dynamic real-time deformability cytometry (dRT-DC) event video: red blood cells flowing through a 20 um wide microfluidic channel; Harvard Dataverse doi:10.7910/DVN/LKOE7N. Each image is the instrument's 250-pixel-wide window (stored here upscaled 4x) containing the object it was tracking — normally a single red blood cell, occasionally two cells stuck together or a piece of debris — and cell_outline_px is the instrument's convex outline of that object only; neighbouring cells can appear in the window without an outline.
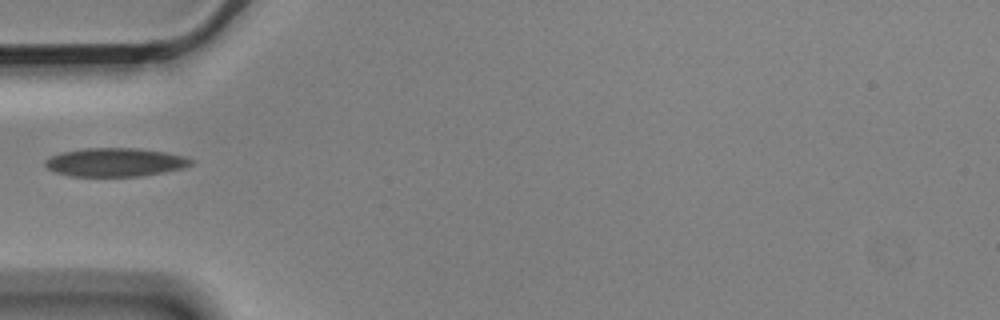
{"species": "Egyptian fruit bat (a non-hibernating species)", "species_latin": "Rousettus aegyptiacus", "temperature_condition": "cold", "stored_images_in_passage": 7, "camera_frame_rate_fps": 3000, "um_per_image_px": 0.085, "animal": {"sex": "male"}, "frame": {"image": 1, "passage_image": 1, "time_ms": 0.0, "image_size_px": [1000, 320], "cell_outline_px": [[192, 164], [184, 168], [164, 172], [140, 176], [72, 176], [56, 172], [48, 168], [44, 164], [44, 160], [48, 156], [60, 152], [84, 148], [136, 148], [164, 152], [184, 156], [192, 160]], "centroid_in_image_um": [9.75, 13.78], "position_along_channel_um": 75.2, "area_um2": 24.28}}
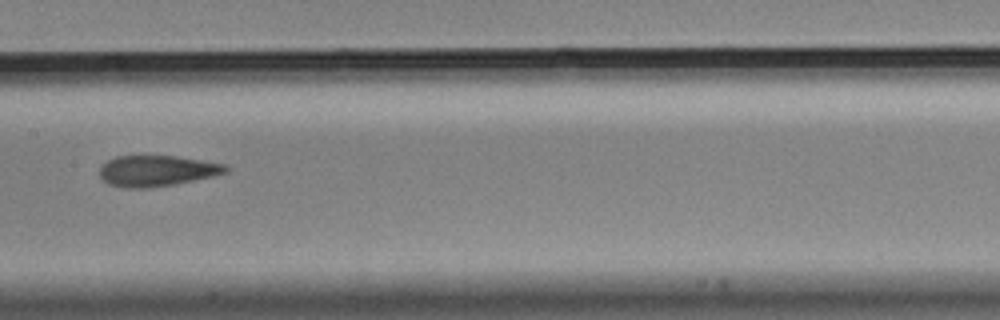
{"frame": {"image": 2, "passage_image": 4, "time_ms": 1.0, "image_size_px": [1000, 320], "cell_outline_px": [[232, 168], [228, 172], [212, 176], [172, 184], [144, 188], [128, 188], [108, 184], [100, 176], [100, 168], [108, 160], [116, 156], [176, 156], [228, 164]], "centroid_in_image_um": [13.38, 14.51], "position_along_channel_um": 194.0, "area_um2": 22.54}}
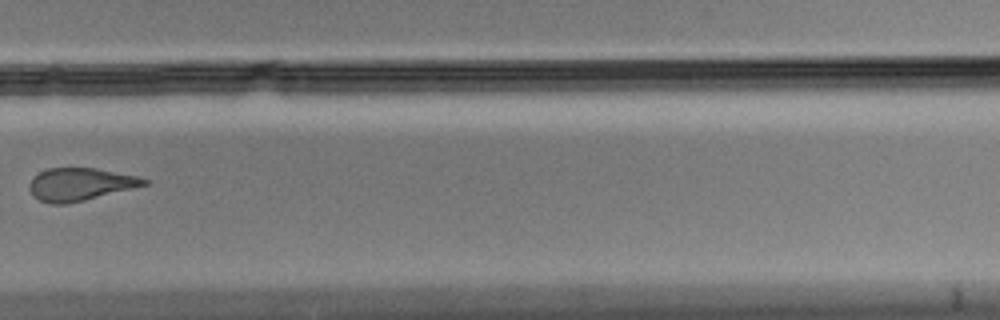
{"frame": {"image": 3, "passage_image": 7, "time_ms": 2.0, "image_size_px": [1000, 320], "cell_outline_px": [[148, 184], [84, 200], [64, 204], [52, 204], [40, 200], [32, 196], [28, 184], [40, 172], [48, 168], [96, 168], [140, 176], [148, 180]], "centroid_in_image_um": [6.81, 15.66], "position_along_channel_um": 323.0, "area_um2": 21.62}}